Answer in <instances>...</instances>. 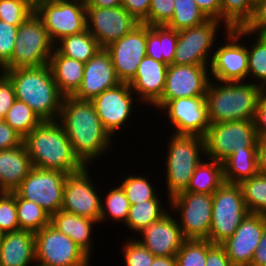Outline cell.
<instances>
[{"label": "cell", "instance_id": "6f0895ef", "mask_svg": "<svg viewBox=\"0 0 266 266\" xmlns=\"http://www.w3.org/2000/svg\"><path fill=\"white\" fill-rule=\"evenodd\" d=\"M258 171L266 174V137L258 138L257 141Z\"/></svg>", "mask_w": 266, "mask_h": 266}, {"label": "cell", "instance_id": "e575fe53", "mask_svg": "<svg viewBox=\"0 0 266 266\" xmlns=\"http://www.w3.org/2000/svg\"><path fill=\"white\" fill-rule=\"evenodd\" d=\"M16 207L20 229L36 233L50 224L51 216L42 207L17 193Z\"/></svg>", "mask_w": 266, "mask_h": 266}, {"label": "cell", "instance_id": "f5cc1de1", "mask_svg": "<svg viewBox=\"0 0 266 266\" xmlns=\"http://www.w3.org/2000/svg\"><path fill=\"white\" fill-rule=\"evenodd\" d=\"M151 0H123L122 6L140 23L148 18Z\"/></svg>", "mask_w": 266, "mask_h": 266}, {"label": "cell", "instance_id": "83f0119b", "mask_svg": "<svg viewBox=\"0 0 266 266\" xmlns=\"http://www.w3.org/2000/svg\"><path fill=\"white\" fill-rule=\"evenodd\" d=\"M48 65L60 93L73 96L81 86L85 63L62 55L55 48Z\"/></svg>", "mask_w": 266, "mask_h": 266}, {"label": "cell", "instance_id": "8fae6325", "mask_svg": "<svg viewBox=\"0 0 266 266\" xmlns=\"http://www.w3.org/2000/svg\"><path fill=\"white\" fill-rule=\"evenodd\" d=\"M171 212L177 219L185 239L207 240L212 216V194L181 192L170 199Z\"/></svg>", "mask_w": 266, "mask_h": 266}, {"label": "cell", "instance_id": "11a10c76", "mask_svg": "<svg viewBox=\"0 0 266 266\" xmlns=\"http://www.w3.org/2000/svg\"><path fill=\"white\" fill-rule=\"evenodd\" d=\"M200 10L208 19L220 21L221 0H195Z\"/></svg>", "mask_w": 266, "mask_h": 266}, {"label": "cell", "instance_id": "f546056e", "mask_svg": "<svg viewBox=\"0 0 266 266\" xmlns=\"http://www.w3.org/2000/svg\"><path fill=\"white\" fill-rule=\"evenodd\" d=\"M224 182L240 184L255 176L258 171L257 148H244L235 151L223 162Z\"/></svg>", "mask_w": 266, "mask_h": 266}, {"label": "cell", "instance_id": "6da1fadb", "mask_svg": "<svg viewBox=\"0 0 266 266\" xmlns=\"http://www.w3.org/2000/svg\"><path fill=\"white\" fill-rule=\"evenodd\" d=\"M57 121L65 130L74 153L85 166L98 161L100 156L112 149V136L104 128L91 101L63 97Z\"/></svg>", "mask_w": 266, "mask_h": 266}, {"label": "cell", "instance_id": "3957f363", "mask_svg": "<svg viewBox=\"0 0 266 266\" xmlns=\"http://www.w3.org/2000/svg\"><path fill=\"white\" fill-rule=\"evenodd\" d=\"M3 73L14 86L15 97L25 102L42 121H56L63 95L48 64L41 67H18Z\"/></svg>", "mask_w": 266, "mask_h": 266}, {"label": "cell", "instance_id": "5bb4252c", "mask_svg": "<svg viewBox=\"0 0 266 266\" xmlns=\"http://www.w3.org/2000/svg\"><path fill=\"white\" fill-rule=\"evenodd\" d=\"M88 169L90 167L85 166L81 171L67 175L61 210L100 224L101 196Z\"/></svg>", "mask_w": 266, "mask_h": 266}, {"label": "cell", "instance_id": "74e56055", "mask_svg": "<svg viewBox=\"0 0 266 266\" xmlns=\"http://www.w3.org/2000/svg\"><path fill=\"white\" fill-rule=\"evenodd\" d=\"M101 199L100 223L107 222L109 219L114 222L120 221L122 225L125 224L130 204L122 187L117 184L115 188L107 191V194Z\"/></svg>", "mask_w": 266, "mask_h": 266}, {"label": "cell", "instance_id": "d590c367", "mask_svg": "<svg viewBox=\"0 0 266 266\" xmlns=\"http://www.w3.org/2000/svg\"><path fill=\"white\" fill-rule=\"evenodd\" d=\"M208 18L200 10L195 0H174V12L166 27L181 31L201 25Z\"/></svg>", "mask_w": 266, "mask_h": 266}, {"label": "cell", "instance_id": "4fadbf2b", "mask_svg": "<svg viewBox=\"0 0 266 266\" xmlns=\"http://www.w3.org/2000/svg\"><path fill=\"white\" fill-rule=\"evenodd\" d=\"M67 175L62 171L33 166L15 192L21 198L37 203L52 216L61 210Z\"/></svg>", "mask_w": 266, "mask_h": 266}, {"label": "cell", "instance_id": "1f68e13d", "mask_svg": "<svg viewBox=\"0 0 266 266\" xmlns=\"http://www.w3.org/2000/svg\"><path fill=\"white\" fill-rule=\"evenodd\" d=\"M246 36L249 40L251 36L257 37L253 39L254 42H250L251 47L247 45V78H252L251 83L260 86L266 91V35H252V33L240 27V38L243 39Z\"/></svg>", "mask_w": 266, "mask_h": 266}, {"label": "cell", "instance_id": "9a60e30c", "mask_svg": "<svg viewBox=\"0 0 266 266\" xmlns=\"http://www.w3.org/2000/svg\"><path fill=\"white\" fill-rule=\"evenodd\" d=\"M224 44L215 47L210 65L212 80L250 81L247 79L248 51L246 43L241 44L240 27L225 32Z\"/></svg>", "mask_w": 266, "mask_h": 266}, {"label": "cell", "instance_id": "44dd1931", "mask_svg": "<svg viewBox=\"0 0 266 266\" xmlns=\"http://www.w3.org/2000/svg\"><path fill=\"white\" fill-rule=\"evenodd\" d=\"M266 216L248 213L231 237L221 245L233 266H250L262 238Z\"/></svg>", "mask_w": 266, "mask_h": 266}, {"label": "cell", "instance_id": "f1b7e54d", "mask_svg": "<svg viewBox=\"0 0 266 266\" xmlns=\"http://www.w3.org/2000/svg\"><path fill=\"white\" fill-rule=\"evenodd\" d=\"M178 31L146 24V55L167 66L173 64Z\"/></svg>", "mask_w": 266, "mask_h": 266}, {"label": "cell", "instance_id": "91938a15", "mask_svg": "<svg viewBox=\"0 0 266 266\" xmlns=\"http://www.w3.org/2000/svg\"><path fill=\"white\" fill-rule=\"evenodd\" d=\"M151 266H177L175 256H155Z\"/></svg>", "mask_w": 266, "mask_h": 266}, {"label": "cell", "instance_id": "277c9868", "mask_svg": "<svg viewBox=\"0 0 266 266\" xmlns=\"http://www.w3.org/2000/svg\"><path fill=\"white\" fill-rule=\"evenodd\" d=\"M264 92L263 88L249 81L211 79L205 96L210 123L254 120L258 102Z\"/></svg>", "mask_w": 266, "mask_h": 266}, {"label": "cell", "instance_id": "9f6ffc18", "mask_svg": "<svg viewBox=\"0 0 266 266\" xmlns=\"http://www.w3.org/2000/svg\"><path fill=\"white\" fill-rule=\"evenodd\" d=\"M250 266H266V224Z\"/></svg>", "mask_w": 266, "mask_h": 266}, {"label": "cell", "instance_id": "ffe728a7", "mask_svg": "<svg viewBox=\"0 0 266 266\" xmlns=\"http://www.w3.org/2000/svg\"><path fill=\"white\" fill-rule=\"evenodd\" d=\"M116 75L121 83H129L146 56V24L140 23L121 39L107 46Z\"/></svg>", "mask_w": 266, "mask_h": 266}, {"label": "cell", "instance_id": "4dcf8cb0", "mask_svg": "<svg viewBox=\"0 0 266 266\" xmlns=\"http://www.w3.org/2000/svg\"><path fill=\"white\" fill-rule=\"evenodd\" d=\"M204 160L197 166L184 192L213 194L224 183L222 162L209 158L206 161V157Z\"/></svg>", "mask_w": 266, "mask_h": 266}, {"label": "cell", "instance_id": "e0dca14e", "mask_svg": "<svg viewBox=\"0 0 266 266\" xmlns=\"http://www.w3.org/2000/svg\"><path fill=\"white\" fill-rule=\"evenodd\" d=\"M134 101L139 102L129 83H120L91 100L98 118L113 139L114 134L132 118Z\"/></svg>", "mask_w": 266, "mask_h": 266}, {"label": "cell", "instance_id": "d6986e66", "mask_svg": "<svg viewBox=\"0 0 266 266\" xmlns=\"http://www.w3.org/2000/svg\"><path fill=\"white\" fill-rule=\"evenodd\" d=\"M87 30L101 48L121 39L140 24L123 6L104 8L86 6Z\"/></svg>", "mask_w": 266, "mask_h": 266}, {"label": "cell", "instance_id": "60d3db41", "mask_svg": "<svg viewBox=\"0 0 266 266\" xmlns=\"http://www.w3.org/2000/svg\"><path fill=\"white\" fill-rule=\"evenodd\" d=\"M119 185L125 191L126 197L130 205L140 204L147 200H161V196L157 193L152 182L144 175H130L123 178ZM160 196V197H159Z\"/></svg>", "mask_w": 266, "mask_h": 266}, {"label": "cell", "instance_id": "b9f144b4", "mask_svg": "<svg viewBox=\"0 0 266 266\" xmlns=\"http://www.w3.org/2000/svg\"><path fill=\"white\" fill-rule=\"evenodd\" d=\"M209 240L186 239L176 254L177 266H205Z\"/></svg>", "mask_w": 266, "mask_h": 266}, {"label": "cell", "instance_id": "7dc6e473", "mask_svg": "<svg viewBox=\"0 0 266 266\" xmlns=\"http://www.w3.org/2000/svg\"><path fill=\"white\" fill-rule=\"evenodd\" d=\"M18 27L0 20V70L12 57Z\"/></svg>", "mask_w": 266, "mask_h": 266}, {"label": "cell", "instance_id": "680465c9", "mask_svg": "<svg viewBox=\"0 0 266 266\" xmlns=\"http://www.w3.org/2000/svg\"><path fill=\"white\" fill-rule=\"evenodd\" d=\"M86 6H96V7H118L122 6L123 0H85Z\"/></svg>", "mask_w": 266, "mask_h": 266}, {"label": "cell", "instance_id": "8992f818", "mask_svg": "<svg viewBox=\"0 0 266 266\" xmlns=\"http://www.w3.org/2000/svg\"><path fill=\"white\" fill-rule=\"evenodd\" d=\"M16 36L12 57L1 72L18 67H41L49 64L55 44L36 13L19 25Z\"/></svg>", "mask_w": 266, "mask_h": 266}, {"label": "cell", "instance_id": "94428289", "mask_svg": "<svg viewBox=\"0 0 266 266\" xmlns=\"http://www.w3.org/2000/svg\"><path fill=\"white\" fill-rule=\"evenodd\" d=\"M27 1H29L32 5L36 6L42 0H27Z\"/></svg>", "mask_w": 266, "mask_h": 266}, {"label": "cell", "instance_id": "2e32d148", "mask_svg": "<svg viewBox=\"0 0 266 266\" xmlns=\"http://www.w3.org/2000/svg\"><path fill=\"white\" fill-rule=\"evenodd\" d=\"M211 78L209 65H169L164 93L154 108L160 110L172 99L206 96Z\"/></svg>", "mask_w": 266, "mask_h": 266}, {"label": "cell", "instance_id": "8d00e7d4", "mask_svg": "<svg viewBox=\"0 0 266 266\" xmlns=\"http://www.w3.org/2000/svg\"><path fill=\"white\" fill-rule=\"evenodd\" d=\"M240 186L248 212L266 216V174L258 172Z\"/></svg>", "mask_w": 266, "mask_h": 266}, {"label": "cell", "instance_id": "7bdbcfd3", "mask_svg": "<svg viewBox=\"0 0 266 266\" xmlns=\"http://www.w3.org/2000/svg\"><path fill=\"white\" fill-rule=\"evenodd\" d=\"M33 13L35 6L27 0H0V20L10 25H21Z\"/></svg>", "mask_w": 266, "mask_h": 266}, {"label": "cell", "instance_id": "4316f807", "mask_svg": "<svg viewBox=\"0 0 266 266\" xmlns=\"http://www.w3.org/2000/svg\"><path fill=\"white\" fill-rule=\"evenodd\" d=\"M97 223L99 222L63 210L53 214L50 219L54 228L71 238L90 258L93 251V228Z\"/></svg>", "mask_w": 266, "mask_h": 266}, {"label": "cell", "instance_id": "52a82bcc", "mask_svg": "<svg viewBox=\"0 0 266 266\" xmlns=\"http://www.w3.org/2000/svg\"><path fill=\"white\" fill-rule=\"evenodd\" d=\"M240 184L224 182L212 194L209 240L221 244L232 236L248 214Z\"/></svg>", "mask_w": 266, "mask_h": 266}, {"label": "cell", "instance_id": "7402d4cb", "mask_svg": "<svg viewBox=\"0 0 266 266\" xmlns=\"http://www.w3.org/2000/svg\"><path fill=\"white\" fill-rule=\"evenodd\" d=\"M168 211L161 219L150 223L136 238L154 256H176L186 240L176 217Z\"/></svg>", "mask_w": 266, "mask_h": 266}, {"label": "cell", "instance_id": "681fc988", "mask_svg": "<svg viewBox=\"0 0 266 266\" xmlns=\"http://www.w3.org/2000/svg\"><path fill=\"white\" fill-rule=\"evenodd\" d=\"M15 99L13 83L3 72H0V119L5 118Z\"/></svg>", "mask_w": 266, "mask_h": 266}, {"label": "cell", "instance_id": "9c48e42d", "mask_svg": "<svg viewBox=\"0 0 266 266\" xmlns=\"http://www.w3.org/2000/svg\"><path fill=\"white\" fill-rule=\"evenodd\" d=\"M206 158L223 162L235 151L257 148L254 120L210 124L205 135Z\"/></svg>", "mask_w": 266, "mask_h": 266}, {"label": "cell", "instance_id": "ac0fdd59", "mask_svg": "<svg viewBox=\"0 0 266 266\" xmlns=\"http://www.w3.org/2000/svg\"><path fill=\"white\" fill-rule=\"evenodd\" d=\"M160 111L167 115L169 124L175 128L173 134L176 135L205 137L211 124L205 96L172 99Z\"/></svg>", "mask_w": 266, "mask_h": 266}, {"label": "cell", "instance_id": "836d02e7", "mask_svg": "<svg viewBox=\"0 0 266 266\" xmlns=\"http://www.w3.org/2000/svg\"><path fill=\"white\" fill-rule=\"evenodd\" d=\"M161 200H147L140 204L130 205L126 228L139 234L150 223L161 219L169 210L165 209Z\"/></svg>", "mask_w": 266, "mask_h": 266}, {"label": "cell", "instance_id": "ba28073f", "mask_svg": "<svg viewBox=\"0 0 266 266\" xmlns=\"http://www.w3.org/2000/svg\"><path fill=\"white\" fill-rule=\"evenodd\" d=\"M35 13L54 44L87 30L85 0H42L35 6Z\"/></svg>", "mask_w": 266, "mask_h": 266}, {"label": "cell", "instance_id": "ab89813d", "mask_svg": "<svg viewBox=\"0 0 266 266\" xmlns=\"http://www.w3.org/2000/svg\"><path fill=\"white\" fill-rule=\"evenodd\" d=\"M3 120L23 138L42 122L25 102L18 99H15Z\"/></svg>", "mask_w": 266, "mask_h": 266}, {"label": "cell", "instance_id": "5b68a950", "mask_svg": "<svg viewBox=\"0 0 266 266\" xmlns=\"http://www.w3.org/2000/svg\"><path fill=\"white\" fill-rule=\"evenodd\" d=\"M166 154L165 185L170 199L186 191L197 166L205 158V138L199 135H176L171 133ZM203 156V157H202Z\"/></svg>", "mask_w": 266, "mask_h": 266}, {"label": "cell", "instance_id": "d4e9b609", "mask_svg": "<svg viewBox=\"0 0 266 266\" xmlns=\"http://www.w3.org/2000/svg\"><path fill=\"white\" fill-rule=\"evenodd\" d=\"M35 262L36 251L34 232L19 229L1 235V266H30Z\"/></svg>", "mask_w": 266, "mask_h": 266}, {"label": "cell", "instance_id": "ee69618b", "mask_svg": "<svg viewBox=\"0 0 266 266\" xmlns=\"http://www.w3.org/2000/svg\"><path fill=\"white\" fill-rule=\"evenodd\" d=\"M16 207V192H0V232L19 230Z\"/></svg>", "mask_w": 266, "mask_h": 266}, {"label": "cell", "instance_id": "c3c4849f", "mask_svg": "<svg viewBox=\"0 0 266 266\" xmlns=\"http://www.w3.org/2000/svg\"><path fill=\"white\" fill-rule=\"evenodd\" d=\"M243 28L255 35H266V0L255 3L252 18Z\"/></svg>", "mask_w": 266, "mask_h": 266}, {"label": "cell", "instance_id": "30bf717a", "mask_svg": "<svg viewBox=\"0 0 266 266\" xmlns=\"http://www.w3.org/2000/svg\"><path fill=\"white\" fill-rule=\"evenodd\" d=\"M222 25H224L225 32L230 30L221 21L208 19L201 25L178 31V41L173 64L210 66L215 45L218 43L215 42L217 40V32H219Z\"/></svg>", "mask_w": 266, "mask_h": 266}, {"label": "cell", "instance_id": "f35d334b", "mask_svg": "<svg viewBox=\"0 0 266 266\" xmlns=\"http://www.w3.org/2000/svg\"><path fill=\"white\" fill-rule=\"evenodd\" d=\"M255 0H221L220 21L229 29L244 27L252 18Z\"/></svg>", "mask_w": 266, "mask_h": 266}, {"label": "cell", "instance_id": "484cf974", "mask_svg": "<svg viewBox=\"0 0 266 266\" xmlns=\"http://www.w3.org/2000/svg\"><path fill=\"white\" fill-rule=\"evenodd\" d=\"M33 168L23 145L0 150V192H14Z\"/></svg>", "mask_w": 266, "mask_h": 266}, {"label": "cell", "instance_id": "cb8c5ba5", "mask_svg": "<svg viewBox=\"0 0 266 266\" xmlns=\"http://www.w3.org/2000/svg\"><path fill=\"white\" fill-rule=\"evenodd\" d=\"M167 69L166 64L147 55L143 58L138 65L135 77L129 82L141 105L153 107L162 98L166 86Z\"/></svg>", "mask_w": 266, "mask_h": 266}, {"label": "cell", "instance_id": "816d5d0a", "mask_svg": "<svg viewBox=\"0 0 266 266\" xmlns=\"http://www.w3.org/2000/svg\"><path fill=\"white\" fill-rule=\"evenodd\" d=\"M205 266H233L221 244H213L209 241Z\"/></svg>", "mask_w": 266, "mask_h": 266}, {"label": "cell", "instance_id": "f6af8a7d", "mask_svg": "<svg viewBox=\"0 0 266 266\" xmlns=\"http://www.w3.org/2000/svg\"><path fill=\"white\" fill-rule=\"evenodd\" d=\"M122 253L126 266H151L155 257L132 236L124 243Z\"/></svg>", "mask_w": 266, "mask_h": 266}, {"label": "cell", "instance_id": "7c38bea8", "mask_svg": "<svg viewBox=\"0 0 266 266\" xmlns=\"http://www.w3.org/2000/svg\"><path fill=\"white\" fill-rule=\"evenodd\" d=\"M36 262L45 266H91L90 257L51 224L35 233Z\"/></svg>", "mask_w": 266, "mask_h": 266}, {"label": "cell", "instance_id": "6125c7cd", "mask_svg": "<svg viewBox=\"0 0 266 266\" xmlns=\"http://www.w3.org/2000/svg\"><path fill=\"white\" fill-rule=\"evenodd\" d=\"M45 266V265H42V264H39V263H37V262H35L34 264H32V266Z\"/></svg>", "mask_w": 266, "mask_h": 266}, {"label": "cell", "instance_id": "db71d44e", "mask_svg": "<svg viewBox=\"0 0 266 266\" xmlns=\"http://www.w3.org/2000/svg\"><path fill=\"white\" fill-rule=\"evenodd\" d=\"M258 138L266 137V91L260 97L254 117Z\"/></svg>", "mask_w": 266, "mask_h": 266}, {"label": "cell", "instance_id": "7a4b0ae2", "mask_svg": "<svg viewBox=\"0 0 266 266\" xmlns=\"http://www.w3.org/2000/svg\"><path fill=\"white\" fill-rule=\"evenodd\" d=\"M23 144L34 167L66 174L76 173L85 167L57 120L42 121L24 138Z\"/></svg>", "mask_w": 266, "mask_h": 266}, {"label": "cell", "instance_id": "f907efd6", "mask_svg": "<svg viewBox=\"0 0 266 266\" xmlns=\"http://www.w3.org/2000/svg\"><path fill=\"white\" fill-rule=\"evenodd\" d=\"M24 138L3 119H0V150H8L23 145Z\"/></svg>", "mask_w": 266, "mask_h": 266}, {"label": "cell", "instance_id": "603a6c76", "mask_svg": "<svg viewBox=\"0 0 266 266\" xmlns=\"http://www.w3.org/2000/svg\"><path fill=\"white\" fill-rule=\"evenodd\" d=\"M120 83L109 53L105 48H102L85 63L81 86L73 97L91 101L103 91Z\"/></svg>", "mask_w": 266, "mask_h": 266}, {"label": "cell", "instance_id": "d6a6232c", "mask_svg": "<svg viewBox=\"0 0 266 266\" xmlns=\"http://www.w3.org/2000/svg\"><path fill=\"white\" fill-rule=\"evenodd\" d=\"M55 48L69 58L87 63L101 48L95 37L85 30L69 35L55 44Z\"/></svg>", "mask_w": 266, "mask_h": 266}, {"label": "cell", "instance_id": "bcb514c9", "mask_svg": "<svg viewBox=\"0 0 266 266\" xmlns=\"http://www.w3.org/2000/svg\"><path fill=\"white\" fill-rule=\"evenodd\" d=\"M174 0H151L148 18L143 22L149 26H165L173 17Z\"/></svg>", "mask_w": 266, "mask_h": 266}]
</instances>
